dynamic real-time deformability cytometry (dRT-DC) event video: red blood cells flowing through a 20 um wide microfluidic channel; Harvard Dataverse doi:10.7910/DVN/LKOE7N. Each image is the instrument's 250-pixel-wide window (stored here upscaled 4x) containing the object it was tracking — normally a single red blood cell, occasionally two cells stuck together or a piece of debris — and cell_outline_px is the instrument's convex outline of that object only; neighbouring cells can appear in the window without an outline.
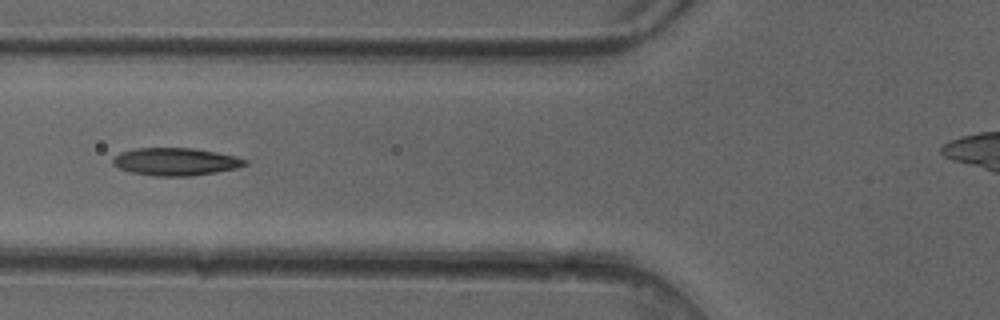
{"species": "common noctule bat (a hibernating species)", "species_latin": "Nyctalus noctula", "temperature_condition": "cold", "stored_images_in_passage": 6, "camera_frame_rate_fps": 3000, "um_per_image_px": 0.085, "animal": {"sex": "female"}, "frame": {"image": 1, "passage_image": 5, "time_ms": 1.333, "image_size_px": [1000, 320], "cell_outline_px": [[248, 164], [236, 168], [216, 172], [192, 176], [152, 176], [132, 172], [120, 168], [112, 164], [112, 160], [120, 152], [136, 148], [192, 148], [216, 152], [236, 156], [248, 160]], "centroid_in_image_um": [14.94, 13.74], "position_along_channel_um": 110.9, "area_um2": 21.27}}
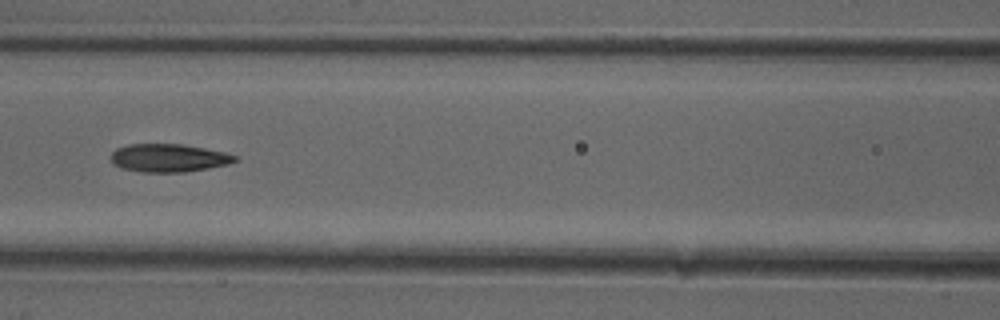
{"frame": {"image": 2, "passage_image": 6, "time_ms": 1.667, "image_size_px": [1000, 320], "cell_outline_px": [[236, 160], [228, 164], [208, 168], [184, 172], [140, 172], [120, 168], [112, 164], [112, 152], [116, 148], [128, 144], [180, 144], [204, 148], [224, 152], [236, 156]], "centroid_in_image_um": [14.28, 13.43], "position_along_channel_um": 152.3, "area_um2": 20.23}}